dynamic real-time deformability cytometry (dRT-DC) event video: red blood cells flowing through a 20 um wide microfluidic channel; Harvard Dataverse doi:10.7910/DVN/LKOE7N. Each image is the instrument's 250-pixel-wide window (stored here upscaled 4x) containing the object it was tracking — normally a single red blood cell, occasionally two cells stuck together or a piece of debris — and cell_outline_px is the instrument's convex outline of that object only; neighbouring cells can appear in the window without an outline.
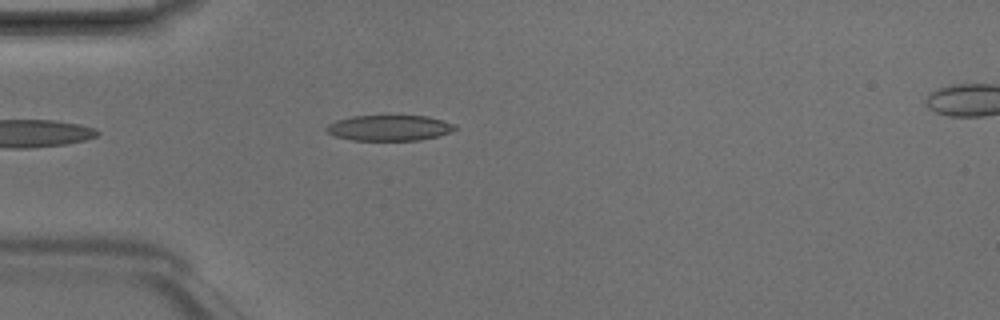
{"species": "Egyptian fruit bat (a non-hibernating species)", "species_latin": "Rousettus aegyptiacus", "temperature_condition": "room temperature", "stored_images_in_passage": 3, "camera_frame_rate_fps": 3000, "um_per_image_px": 0.085, "animal": {"sex": "male"}, "frame": {"image": 1, "passage_image": 2, "time_ms": 0.333, "image_size_px": [1000, 320], "cell_outline_px": [[456, 128], [452, 132], [420, 140], [352, 140], [336, 136], [328, 132], [324, 128], [328, 124], [336, 120], [352, 116], [428, 116], [456, 124]], "centroid_in_image_um": [33.1, 10.87], "position_along_channel_um": 51.9, "area_um2": 19.13}}